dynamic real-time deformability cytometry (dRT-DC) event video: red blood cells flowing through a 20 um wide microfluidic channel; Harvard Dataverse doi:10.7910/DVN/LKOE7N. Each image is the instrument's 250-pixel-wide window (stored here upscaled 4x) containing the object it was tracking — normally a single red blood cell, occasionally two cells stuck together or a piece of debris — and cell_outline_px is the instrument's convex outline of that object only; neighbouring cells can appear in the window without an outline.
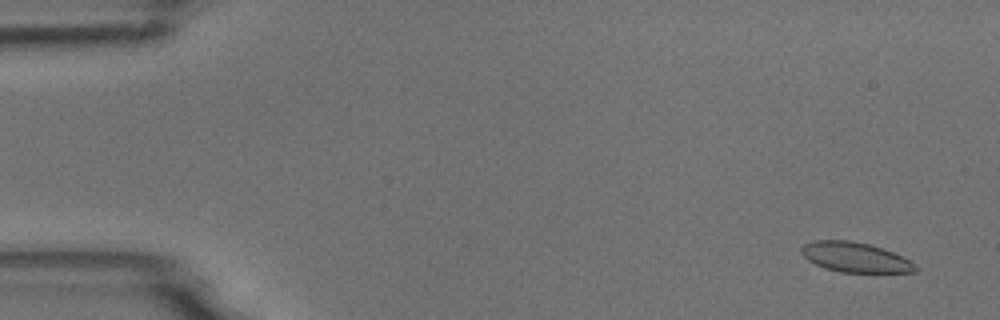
{"species": "common noctule bat (a hibernating species)", "species_latin": "Nyctalus noctula", "temperature_condition": "room temperature", "stored_images_in_passage": 55, "camera_frame_rate_fps": 3000, "um_per_image_px": 0.085, "animal": {"sex": "male", "body_mass_g": 18.8}, "frame": {"image": 1, "passage_image": 3, "time_ms": 0.667, "image_size_px": [1000, 320], "cell_outline_px": [[920, 268], [916, 272], [840, 272], [824, 268], [808, 260], [800, 252], [800, 248], [804, 244], [816, 240], [852, 240], [884, 248], [916, 264]], "centroid_in_image_um": [72.69, 21.86], "position_along_channel_um": 12.3, "area_um2": 19.88}}
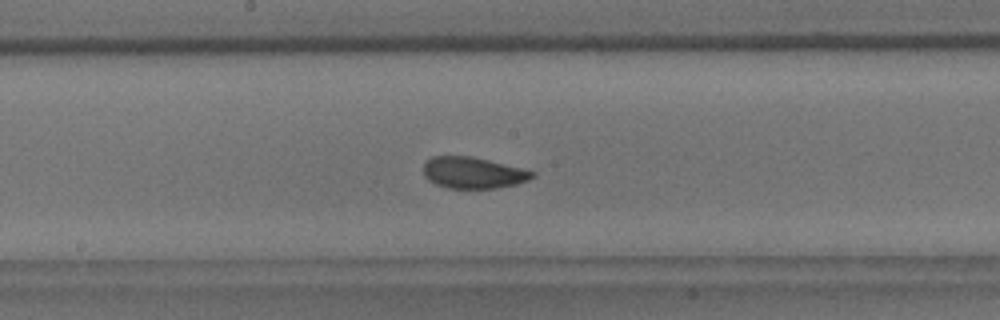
{"frame": {"image": 2, "passage_image": 29, "time_ms": 9.333, "image_size_px": [1000, 320], "cell_outline_px": [[536, 176], [528, 180], [516, 184], [496, 188], [448, 188], [436, 184], [428, 180], [424, 176], [424, 164], [432, 156], [472, 156], [536, 172]], "centroid_in_image_um": [40.21, 14.68], "position_along_channel_um": 208.0, "area_um2": 19.77}}
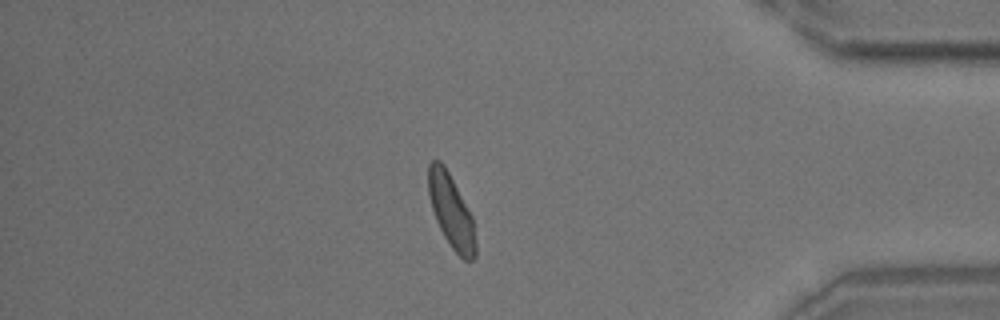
{"frame": {"image": 3, "passage_image": 47, "time_ms": 15.333, "image_size_px": [1000, 320], "cell_outline_px": [[476, 256], [472, 260], [464, 260], [452, 248], [444, 236], [436, 220], [432, 208], [428, 192], [428, 164], [432, 160], [440, 160], [444, 164], [472, 216], [476, 244]], "centroid_in_image_um": [38.35, 17.95], "position_along_channel_um": 396.9, "area_um2": 19.94}, "authors_computed_cell_mechanics": {"area_um2": 20.3456, "velocity_mm_per_s": 3.6751, "shape_relaxation_time_tau1_ms": 2.3933, "shape_relaxation_time_tau2_ms": 1.4335, "deformation_change_tau1": 0.0818, "deformation_change_tau2": 0.0473}}